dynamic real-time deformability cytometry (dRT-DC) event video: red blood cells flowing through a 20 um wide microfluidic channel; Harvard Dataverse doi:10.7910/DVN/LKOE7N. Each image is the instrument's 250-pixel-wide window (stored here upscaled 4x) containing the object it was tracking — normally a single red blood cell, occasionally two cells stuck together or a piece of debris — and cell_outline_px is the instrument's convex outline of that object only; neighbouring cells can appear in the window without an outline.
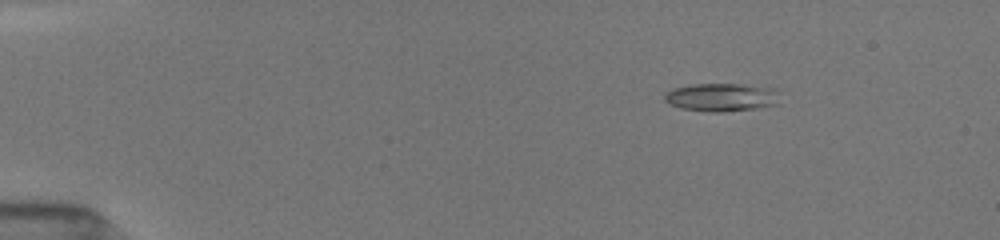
{"species": "common noctule bat (a hibernating species)", "species_latin": "Nyctalus noctula", "temperature_condition": "room temperature", "stored_images_in_passage": 43, "camera_frame_rate_fps": 3000, "um_per_image_px": 0.085, "animal": {"sex": "female", "body_mass_g": 19.5, "forearm_length_mm": 54.1}, "frame": {"image": 1, "passage_image": 8, "time_ms": 2.333, "image_size_px": [1000, 240], "cell_outline_px": [[780, 104], [756, 108], [724, 112], [708, 112], [680, 108], [668, 104], [664, 100], [664, 96], [672, 88], [692, 84], [740, 84], [772, 88], [776, 92]], "centroid_in_image_um": [61.29, 8.28], "position_along_channel_um": 23.7, "area_um2": 18.96}}
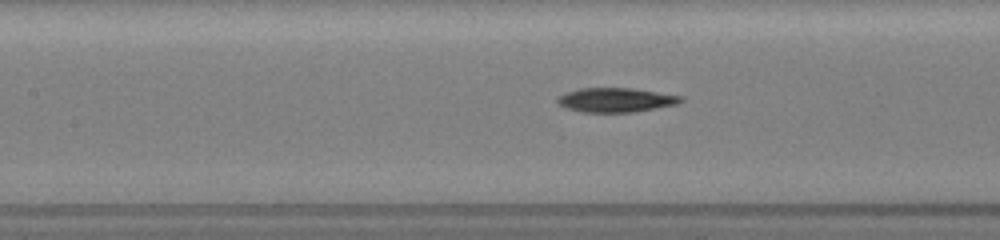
{"frame": {"image": 2, "passage_image": 20, "time_ms": 8.0, "image_size_px": [1000, 240], "cell_outline_px": [[684, 100], [676, 104], [656, 108], [632, 112], [580, 112], [564, 108], [556, 100], [564, 92], [580, 88], [632, 88], [684, 96]], "centroid_in_image_um": [52.33, 8.49], "position_along_channel_um": 155.1, "area_um2": 17.51}}
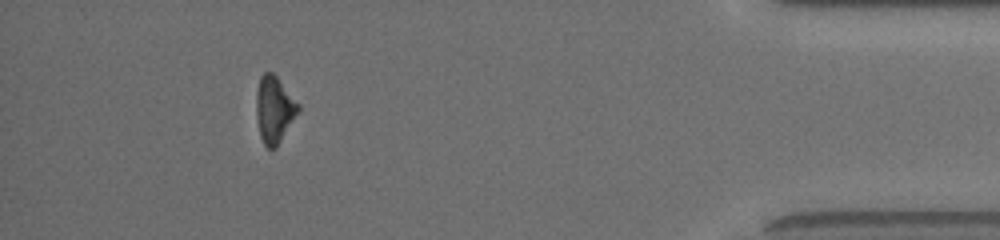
{"frame": {"image": 3, "passage_image": 39, "time_ms": 15.667, "image_size_px": [1000, 240], "cell_outline_px": [[300, 112], [276, 148], [268, 148], [264, 144], [260, 136], [256, 116], [256, 92], [260, 76], [264, 72], [272, 72], [276, 76], [300, 104]], "centroid_in_image_um": [23.33, 9.31], "position_along_channel_um": 411.9, "area_um2": 16.53}, "authors_computed_cell_mechanics": {"area_um2": 17.34, "velocity_mm_per_s": 3.9951, "shape_relaxation_time_tau1_ms": 5.6788, "shape_relaxation_time_tau2_ms": null, "deformation_change_tau1": 0.1871, "deformation_change_tau2": null}}